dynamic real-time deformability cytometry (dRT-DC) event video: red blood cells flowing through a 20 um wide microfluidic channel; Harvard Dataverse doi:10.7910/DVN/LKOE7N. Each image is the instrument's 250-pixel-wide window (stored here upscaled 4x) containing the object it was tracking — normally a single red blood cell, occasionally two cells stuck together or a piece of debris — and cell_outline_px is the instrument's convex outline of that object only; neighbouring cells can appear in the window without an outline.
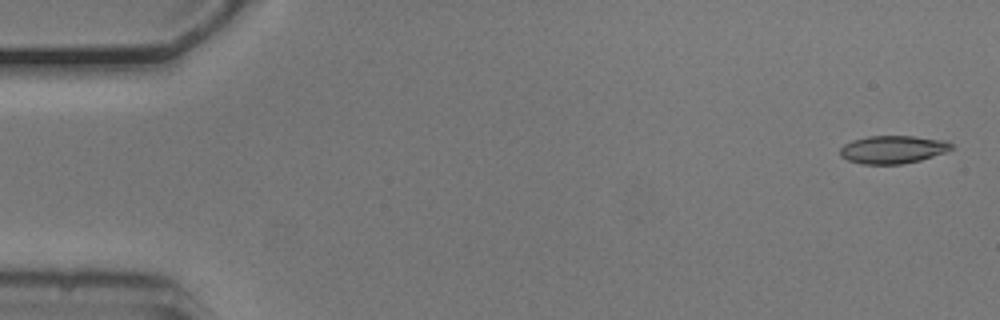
{"species": "common noctule bat (a hibernating species)", "species_latin": "Nyctalus noctula", "temperature_condition": "cold", "stored_images_in_passage": 15, "camera_frame_rate_fps": 3000, "um_per_image_px": 0.085, "animal": {"sex": "male", "body_mass_g": 20.5, "forearm_length_mm": 52.5}, "frame": {"image": 1, "passage_image": 2, "time_ms": 0.333, "image_size_px": [1000, 320], "cell_outline_px": [[952, 148], [948, 152], [920, 160], [900, 164], [860, 164], [848, 160], [840, 156], [840, 148], [844, 144], [852, 140], [868, 136], [912, 136], [948, 140], [952, 144]], "centroid_in_image_um": [75.9, 12.7], "position_along_channel_um": 9.1, "area_um2": 18.26}}
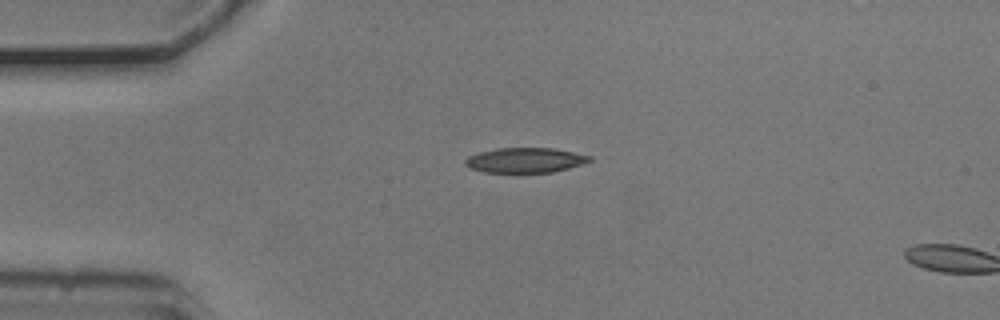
{"frame": {"image": 2, "passage_image": 13, "time_ms": 4.0, "image_size_px": [1000, 320], "cell_outline_px": [[592, 160], [568, 168], [552, 172], [484, 172], [472, 168], [464, 164], [464, 160], [468, 156], [480, 152], [496, 148], [556, 148], [592, 156]], "centroid_in_image_um": [44.64, 13.6], "position_along_channel_um": 40.4, "area_um2": 17.98}}